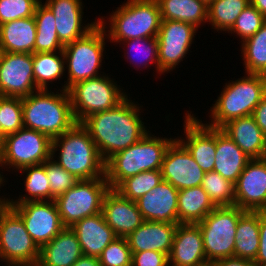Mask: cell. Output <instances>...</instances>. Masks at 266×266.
I'll return each instance as SVG.
<instances>
[{
	"mask_svg": "<svg viewBox=\"0 0 266 266\" xmlns=\"http://www.w3.org/2000/svg\"><path fill=\"white\" fill-rule=\"evenodd\" d=\"M128 97L114 108L89 115L80 122L96 144L104 162L149 132L139 114L141 107Z\"/></svg>",
	"mask_w": 266,
	"mask_h": 266,
	"instance_id": "obj_1",
	"label": "cell"
},
{
	"mask_svg": "<svg viewBox=\"0 0 266 266\" xmlns=\"http://www.w3.org/2000/svg\"><path fill=\"white\" fill-rule=\"evenodd\" d=\"M60 92L39 89L22 97L24 128L44 133L51 139L71 129L77 123L71 99L68 90Z\"/></svg>",
	"mask_w": 266,
	"mask_h": 266,
	"instance_id": "obj_2",
	"label": "cell"
},
{
	"mask_svg": "<svg viewBox=\"0 0 266 266\" xmlns=\"http://www.w3.org/2000/svg\"><path fill=\"white\" fill-rule=\"evenodd\" d=\"M57 151L59 155L55 160ZM52 159L78 180L105 176V162L81 123H76L71 129L52 139Z\"/></svg>",
	"mask_w": 266,
	"mask_h": 266,
	"instance_id": "obj_3",
	"label": "cell"
},
{
	"mask_svg": "<svg viewBox=\"0 0 266 266\" xmlns=\"http://www.w3.org/2000/svg\"><path fill=\"white\" fill-rule=\"evenodd\" d=\"M176 138H160L150 131L138 142L105 162V177L110 189H116L125 179L144 171L160 170L165 153Z\"/></svg>",
	"mask_w": 266,
	"mask_h": 266,
	"instance_id": "obj_4",
	"label": "cell"
},
{
	"mask_svg": "<svg viewBox=\"0 0 266 266\" xmlns=\"http://www.w3.org/2000/svg\"><path fill=\"white\" fill-rule=\"evenodd\" d=\"M108 20L110 24L102 16L98 22L103 29L110 28L105 30L110 42L120 44L134 38L157 37L162 22L157 0H127L109 15Z\"/></svg>",
	"mask_w": 266,
	"mask_h": 266,
	"instance_id": "obj_5",
	"label": "cell"
},
{
	"mask_svg": "<svg viewBox=\"0 0 266 266\" xmlns=\"http://www.w3.org/2000/svg\"><path fill=\"white\" fill-rule=\"evenodd\" d=\"M242 78L225 83L220 96L210 108V122L205 125L221 128L228 121L252 115L266 95V76L245 74Z\"/></svg>",
	"mask_w": 266,
	"mask_h": 266,
	"instance_id": "obj_6",
	"label": "cell"
},
{
	"mask_svg": "<svg viewBox=\"0 0 266 266\" xmlns=\"http://www.w3.org/2000/svg\"><path fill=\"white\" fill-rule=\"evenodd\" d=\"M105 29L98 22L95 27L83 37L64 46L65 69L68 79L64 81L62 90H68L77 82L100 76L106 38Z\"/></svg>",
	"mask_w": 266,
	"mask_h": 266,
	"instance_id": "obj_7",
	"label": "cell"
},
{
	"mask_svg": "<svg viewBox=\"0 0 266 266\" xmlns=\"http://www.w3.org/2000/svg\"><path fill=\"white\" fill-rule=\"evenodd\" d=\"M245 212L235 205L216 207L197 223L202 232L205 256L209 264L234 256L237 223Z\"/></svg>",
	"mask_w": 266,
	"mask_h": 266,
	"instance_id": "obj_8",
	"label": "cell"
},
{
	"mask_svg": "<svg viewBox=\"0 0 266 266\" xmlns=\"http://www.w3.org/2000/svg\"><path fill=\"white\" fill-rule=\"evenodd\" d=\"M68 93L77 123L89 115L114 108L128 96L114 79L104 73L75 83Z\"/></svg>",
	"mask_w": 266,
	"mask_h": 266,
	"instance_id": "obj_9",
	"label": "cell"
},
{
	"mask_svg": "<svg viewBox=\"0 0 266 266\" xmlns=\"http://www.w3.org/2000/svg\"><path fill=\"white\" fill-rule=\"evenodd\" d=\"M110 190L106 177L79 180L72 188L55 199L65 227H72L85 217L102 211L103 200Z\"/></svg>",
	"mask_w": 266,
	"mask_h": 266,
	"instance_id": "obj_10",
	"label": "cell"
},
{
	"mask_svg": "<svg viewBox=\"0 0 266 266\" xmlns=\"http://www.w3.org/2000/svg\"><path fill=\"white\" fill-rule=\"evenodd\" d=\"M51 158L52 139L39 131L22 128L2 139V169L5 166L19 171L27 166L42 164Z\"/></svg>",
	"mask_w": 266,
	"mask_h": 266,
	"instance_id": "obj_11",
	"label": "cell"
},
{
	"mask_svg": "<svg viewBox=\"0 0 266 266\" xmlns=\"http://www.w3.org/2000/svg\"><path fill=\"white\" fill-rule=\"evenodd\" d=\"M40 248L10 208L0 222V260L8 266H36Z\"/></svg>",
	"mask_w": 266,
	"mask_h": 266,
	"instance_id": "obj_12",
	"label": "cell"
},
{
	"mask_svg": "<svg viewBox=\"0 0 266 266\" xmlns=\"http://www.w3.org/2000/svg\"><path fill=\"white\" fill-rule=\"evenodd\" d=\"M11 209L23 220L25 228L39 248L65 228L55 200L11 203Z\"/></svg>",
	"mask_w": 266,
	"mask_h": 266,
	"instance_id": "obj_13",
	"label": "cell"
},
{
	"mask_svg": "<svg viewBox=\"0 0 266 266\" xmlns=\"http://www.w3.org/2000/svg\"><path fill=\"white\" fill-rule=\"evenodd\" d=\"M198 28L177 20H162L158 32L159 75L173 71L190 51Z\"/></svg>",
	"mask_w": 266,
	"mask_h": 266,
	"instance_id": "obj_14",
	"label": "cell"
},
{
	"mask_svg": "<svg viewBox=\"0 0 266 266\" xmlns=\"http://www.w3.org/2000/svg\"><path fill=\"white\" fill-rule=\"evenodd\" d=\"M39 90L34 81L31 53L2 52L0 57V95L25 97Z\"/></svg>",
	"mask_w": 266,
	"mask_h": 266,
	"instance_id": "obj_15",
	"label": "cell"
},
{
	"mask_svg": "<svg viewBox=\"0 0 266 266\" xmlns=\"http://www.w3.org/2000/svg\"><path fill=\"white\" fill-rule=\"evenodd\" d=\"M160 170L163 180L178 190L201 186L205 175L177 138L168 147Z\"/></svg>",
	"mask_w": 266,
	"mask_h": 266,
	"instance_id": "obj_16",
	"label": "cell"
},
{
	"mask_svg": "<svg viewBox=\"0 0 266 266\" xmlns=\"http://www.w3.org/2000/svg\"><path fill=\"white\" fill-rule=\"evenodd\" d=\"M186 112L184 137L177 139L187 148L195 162L204 172L214 169L216 156V128L205 125L192 111ZM192 114V115H191Z\"/></svg>",
	"mask_w": 266,
	"mask_h": 266,
	"instance_id": "obj_17",
	"label": "cell"
},
{
	"mask_svg": "<svg viewBox=\"0 0 266 266\" xmlns=\"http://www.w3.org/2000/svg\"><path fill=\"white\" fill-rule=\"evenodd\" d=\"M235 186V206L245 211L266 210V161L251 159Z\"/></svg>",
	"mask_w": 266,
	"mask_h": 266,
	"instance_id": "obj_18",
	"label": "cell"
},
{
	"mask_svg": "<svg viewBox=\"0 0 266 266\" xmlns=\"http://www.w3.org/2000/svg\"><path fill=\"white\" fill-rule=\"evenodd\" d=\"M101 212L117 237L126 238L145 221L136 202L123 197L115 189L106 193Z\"/></svg>",
	"mask_w": 266,
	"mask_h": 266,
	"instance_id": "obj_19",
	"label": "cell"
},
{
	"mask_svg": "<svg viewBox=\"0 0 266 266\" xmlns=\"http://www.w3.org/2000/svg\"><path fill=\"white\" fill-rule=\"evenodd\" d=\"M82 0H46L45 4L53 12L56 22V31L63 46L83 37L98 23L94 22L83 26Z\"/></svg>",
	"mask_w": 266,
	"mask_h": 266,
	"instance_id": "obj_20",
	"label": "cell"
},
{
	"mask_svg": "<svg viewBox=\"0 0 266 266\" xmlns=\"http://www.w3.org/2000/svg\"><path fill=\"white\" fill-rule=\"evenodd\" d=\"M169 266H207L202 232L198 224L179 223L168 256Z\"/></svg>",
	"mask_w": 266,
	"mask_h": 266,
	"instance_id": "obj_21",
	"label": "cell"
},
{
	"mask_svg": "<svg viewBox=\"0 0 266 266\" xmlns=\"http://www.w3.org/2000/svg\"><path fill=\"white\" fill-rule=\"evenodd\" d=\"M178 192L177 188L162 180L135 202L145 221L178 223Z\"/></svg>",
	"mask_w": 266,
	"mask_h": 266,
	"instance_id": "obj_22",
	"label": "cell"
},
{
	"mask_svg": "<svg viewBox=\"0 0 266 266\" xmlns=\"http://www.w3.org/2000/svg\"><path fill=\"white\" fill-rule=\"evenodd\" d=\"M178 223L144 221L126 239L132 252L158 251L169 256Z\"/></svg>",
	"mask_w": 266,
	"mask_h": 266,
	"instance_id": "obj_23",
	"label": "cell"
},
{
	"mask_svg": "<svg viewBox=\"0 0 266 266\" xmlns=\"http://www.w3.org/2000/svg\"><path fill=\"white\" fill-rule=\"evenodd\" d=\"M70 228L76 233L84 256L99 258L103 250L117 238L105 222L102 212L85 217Z\"/></svg>",
	"mask_w": 266,
	"mask_h": 266,
	"instance_id": "obj_24",
	"label": "cell"
},
{
	"mask_svg": "<svg viewBox=\"0 0 266 266\" xmlns=\"http://www.w3.org/2000/svg\"><path fill=\"white\" fill-rule=\"evenodd\" d=\"M251 159H262L266 151V135L253 115L228 121L220 128Z\"/></svg>",
	"mask_w": 266,
	"mask_h": 266,
	"instance_id": "obj_25",
	"label": "cell"
},
{
	"mask_svg": "<svg viewBox=\"0 0 266 266\" xmlns=\"http://www.w3.org/2000/svg\"><path fill=\"white\" fill-rule=\"evenodd\" d=\"M82 255L76 233L65 227L40 248L36 266H72Z\"/></svg>",
	"mask_w": 266,
	"mask_h": 266,
	"instance_id": "obj_26",
	"label": "cell"
},
{
	"mask_svg": "<svg viewBox=\"0 0 266 266\" xmlns=\"http://www.w3.org/2000/svg\"><path fill=\"white\" fill-rule=\"evenodd\" d=\"M251 160L220 128H216V156L213 171L236 183Z\"/></svg>",
	"mask_w": 266,
	"mask_h": 266,
	"instance_id": "obj_27",
	"label": "cell"
},
{
	"mask_svg": "<svg viewBox=\"0 0 266 266\" xmlns=\"http://www.w3.org/2000/svg\"><path fill=\"white\" fill-rule=\"evenodd\" d=\"M36 32L34 16L1 24L0 48L2 52L35 53Z\"/></svg>",
	"mask_w": 266,
	"mask_h": 266,
	"instance_id": "obj_28",
	"label": "cell"
},
{
	"mask_svg": "<svg viewBox=\"0 0 266 266\" xmlns=\"http://www.w3.org/2000/svg\"><path fill=\"white\" fill-rule=\"evenodd\" d=\"M215 208L202 186L180 189L178 192V224H197Z\"/></svg>",
	"mask_w": 266,
	"mask_h": 266,
	"instance_id": "obj_29",
	"label": "cell"
},
{
	"mask_svg": "<svg viewBox=\"0 0 266 266\" xmlns=\"http://www.w3.org/2000/svg\"><path fill=\"white\" fill-rule=\"evenodd\" d=\"M234 256L254 261L260 244V211H246L237 223Z\"/></svg>",
	"mask_w": 266,
	"mask_h": 266,
	"instance_id": "obj_30",
	"label": "cell"
},
{
	"mask_svg": "<svg viewBox=\"0 0 266 266\" xmlns=\"http://www.w3.org/2000/svg\"><path fill=\"white\" fill-rule=\"evenodd\" d=\"M162 20H177L196 28L207 22L208 6L200 0H157Z\"/></svg>",
	"mask_w": 266,
	"mask_h": 266,
	"instance_id": "obj_31",
	"label": "cell"
},
{
	"mask_svg": "<svg viewBox=\"0 0 266 266\" xmlns=\"http://www.w3.org/2000/svg\"><path fill=\"white\" fill-rule=\"evenodd\" d=\"M34 18L37 30L35 53L63 51L64 46L56 31L55 16L45 3L40 2L37 5Z\"/></svg>",
	"mask_w": 266,
	"mask_h": 266,
	"instance_id": "obj_32",
	"label": "cell"
},
{
	"mask_svg": "<svg viewBox=\"0 0 266 266\" xmlns=\"http://www.w3.org/2000/svg\"><path fill=\"white\" fill-rule=\"evenodd\" d=\"M32 60L34 81L38 89L48 90L49 83L62 79L66 66L63 51L33 53Z\"/></svg>",
	"mask_w": 266,
	"mask_h": 266,
	"instance_id": "obj_33",
	"label": "cell"
},
{
	"mask_svg": "<svg viewBox=\"0 0 266 266\" xmlns=\"http://www.w3.org/2000/svg\"><path fill=\"white\" fill-rule=\"evenodd\" d=\"M241 46L245 73L266 76V22Z\"/></svg>",
	"mask_w": 266,
	"mask_h": 266,
	"instance_id": "obj_34",
	"label": "cell"
},
{
	"mask_svg": "<svg viewBox=\"0 0 266 266\" xmlns=\"http://www.w3.org/2000/svg\"><path fill=\"white\" fill-rule=\"evenodd\" d=\"M21 172L26 173V180H24L26 193L23 196L19 195L18 200L11 199V203L50 201V184L46 174V161L42 164L24 167L20 169Z\"/></svg>",
	"mask_w": 266,
	"mask_h": 266,
	"instance_id": "obj_35",
	"label": "cell"
},
{
	"mask_svg": "<svg viewBox=\"0 0 266 266\" xmlns=\"http://www.w3.org/2000/svg\"><path fill=\"white\" fill-rule=\"evenodd\" d=\"M248 5H250V0H214L208 6L207 22L217 32L225 31L226 33Z\"/></svg>",
	"mask_w": 266,
	"mask_h": 266,
	"instance_id": "obj_36",
	"label": "cell"
},
{
	"mask_svg": "<svg viewBox=\"0 0 266 266\" xmlns=\"http://www.w3.org/2000/svg\"><path fill=\"white\" fill-rule=\"evenodd\" d=\"M201 186L216 207L235 205V185L218 172H205Z\"/></svg>",
	"mask_w": 266,
	"mask_h": 266,
	"instance_id": "obj_37",
	"label": "cell"
},
{
	"mask_svg": "<svg viewBox=\"0 0 266 266\" xmlns=\"http://www.w3.org/2000/svg\"><path fill=\"white\" fill-rule=\"evenodd\" d=\"M163 180L161 170L144 171L125 179L115 190L123 197L137 201Z\"/></svg>",
	"mask_w": 266,
	"mask_h": 266,
	"instance_id": "obj_38",
	"label": "cell"
},
{
	"mask_svg": "<svg viewBox=\"0 0 266 266\" xmlns=\"http://www.w3.org/2000/svg\"><path fill=\"white\" fill-rule=\"evenodd\" d=\"M0 124L1 139L24 128L21 97L0 95Z\"/></svg>",
	"mask_w": 266,
	"mask_h": 266,
	"instance_id": "obj_39",
	"label": "cell"
},
{
	"mask_svg": "<svg viewBox=\"0 0 266 266\" xmlns=\"http://www.w3.org/2000/svg\"><path fill=\"white\" fill-rule=\"evenodd\" d=\"M122 43H123V45H127L126 48L130 47V48H128L129 52L131 50L135 51L134 52L135 56L127 55L126 59H130L129 62H131V63L133 62L134 63L136 60L137 61L139 60L138 61L139 63L135 62L133 65L136 66V65L140 64V65H142L145 68L148 67L149 64L152 65L153 63H155L156 72L159 74L158 40H157V37H146V38H136V39L134 38V39H130V40H127V41H122ZM130 54H132V53L130 52ZM131 56H132V58H131ZM135 57H138V58L135 59Z\"/></svg>",
	"mask_w": 266,
	"mask_h": 266,
	"instance_id": "obj_40",
	"label": "cell"
},
{
	"mask_svg": "<svg viewBox=\"0 0 266 266\" xmlns=\"http://www.w3.org/2000/svg\"><path fill=\"white\" fill-rule=\"evenodd\" d=\"M265 22L266 18L250 4L241 12L234 25L227 32L237 34L242 43L253 36Z\"/></svg>",
	"mask_w": 266,
	"mask_h": 266,
	"instance_id": "obj_41",
	"label": "cell"
},
{
	"mask_svg": "<svg viewBox=\"0 0 266 266\" xmlns=\"http://www.w3.org/2000/svg\"><path fill=\"white\" fill-rule=\"evenodd\" d=\"M46 174L50 184V200H55L79 181L52 158L46 161Z\"/></svg>",
	"mask_w": 266,
	"mask_h": 266,
	"instance_id": "obj_42",
	"label": "cell"
},
{
	"mask_svg": "<svg viewBox=\"0 0 266 266\" xmlns=\"http://www.w3.org/2000/svg\"><path fill=\"white\" fill-rule=\"evenodd\" d=\"M101 266H132V251L125 237L115 238L99 257Z\"/></svg>",
	"mask_w": 266,
	"mask_h": 266,
	"instance_id": "obj_43",
	"label": "cell"
},
{
	"mask_svg": "<svg viewBox=\"0 0 266 266\" xmlns=\"http://www.w3.org/2000/svg\"><path fill=\"white\" fill-rule=\"evenodd\" d=\"M42 0H0V25L9 21L34 16Z\"/></svg>",
	"mask_w": 266,
	"mask_h": 266,
	"instance_id": "obj_44",
	"label": "cell"
},
{
	"mask_svg": "<svg viewBox=\"0 0 266 266\" xmlns=\"http://www.w3.org/2000/svg\"><path fill=\"white\" fill-rule=\"evenodd\" d=\"M132 266H169V258L158 251L132 252Z\"/></svg>",
	"mask_w": 266,
	"mask_h": 266,
	"instance_id": "obj_45",
	"label": "cell"
},
{
	"mask_svg": "<svg viewBox=\"0 0 266 266\" xmlns=\"http://www.w3.org/2000/svg\"><path fill=\"white\" fill-rule=\"evenodd\" d=\"M253 262L257 266H266V210L260 211V244Z\"/></svg>",
	"mask_w": 266,
	"mask_h": 266,
	"instance_id": "obj_46",
	"label": "cell"
},
{
	"mask_svg": "<svg viewBox=\"0 0 266 266\" xmlns=\"http://www.w3.org/2000/svg\"><path fill=\"white\" fill-rule=\"evenodd\" d=\"M252 115L255 118L256 124L266 135V95L262 98L260 103L255 107Z\"/></svg>",
	"mask_w": 266,
	"mask_h": 266,
	"instance_id": "obj_47",
	"label": "cell"
},
{
	"mask_svg": "<svg viewBox=\"0 0 266 266\" xmlns=\"http://www.w3.org/2000/svg\"><path fill=\"white\" fill-rule=\"evenodd\" d=\"M214 266H257L253 261L239 257H228L216 260Z\"/></svg>",
	"mask_w": 266,
	"mask_h": 266,
	"instance_id": "obj_48",
	"label": "cell"
},
{
	"mask_svg": "<svg viewBox=\"0 0 266 266\" xmlns=\"http://www.w3.org/2000/svg\"><path fill=\"white\" fill-rule=\"evenodd\" d=\"M72 266H101L100 259L82 255Z\"/></svg>",
	"mask_w": 266,
	"mask_h": 266,
	"instance_id": "obj_49",
	"label": "cell"
},
{
	"mask_svg": "<svg viewBox=\"0 0 266 266\" xmlns=\"http://www.w3.org/2000/svg\"><path fill=\"white\" fill-rule=\"evenodd\" d=\"M3 183H5V179H2L0 181V187L4 186ZM4 198V199H3ZM11 208V199L7 197L0 196V222L2 217L10 210Z\"/></svg>",
	"mask_w": 266,
	"mask_h": 266,
	"instance_id": "obj_50",
	"label": "cell"
},
{
	"mask_svg": "<svg viewBox=\"0 0 266 266\" xmlns=\"http://www.w3.org/2000/svg\"><path fill=\"white\" fill-rule=\"evenodd\" d=\"M250 4L266 18V0H250Z\"/></svg>",
	"mask_w": 266,
	"mask_h": 266,
	"instance_id": "obj_51",
	"label": "cell"
},
{
	"mask_svg": "<svg viewBox=\"0 0 266 266\" xmlns=\"http://www.w3.org/2000/svg\"><path fill=\"white\" fill-rule=\"evenodd\" d=\"M1 157H2V139L0 138V167H1ZM1 173L3 172H0V177L4 179V177H2L3 174L1 175Z\"/></svg>",
	"mask_w": 266,
	"mask_h": 266,
	"instance_id": "obj_52",
	"label": "cell"
},
{
	"mask_svg": "<svg viewBox=\"0 0 266 266\" xmlns=\"http://www.w3.org/2000/svg\"><path fill=\"white\" fill-rule=\"evenodd\" d=\"M204 2L207 6H209L214 0H200Z\"/></svg>",
	"mask_w": 266,
	"mask_h": 266,
	"instance_id": "obj_53",
	"label": "cell"
},
{
	"mask_svg": "<svg viewBox=\"0 0 266 266\" xmlns=\"http://www.w3.org/2000/svg\"><path fill=\"white\" fill-rule=\"evenodd\" d=\"M263 159L266 161V151H265V155H264Z\"/></svg>",
	"mask_w": 266,
	"mask_h": 266,
	"instance_id": "obj_54",
	"label": "cell"
}]
</instances>
